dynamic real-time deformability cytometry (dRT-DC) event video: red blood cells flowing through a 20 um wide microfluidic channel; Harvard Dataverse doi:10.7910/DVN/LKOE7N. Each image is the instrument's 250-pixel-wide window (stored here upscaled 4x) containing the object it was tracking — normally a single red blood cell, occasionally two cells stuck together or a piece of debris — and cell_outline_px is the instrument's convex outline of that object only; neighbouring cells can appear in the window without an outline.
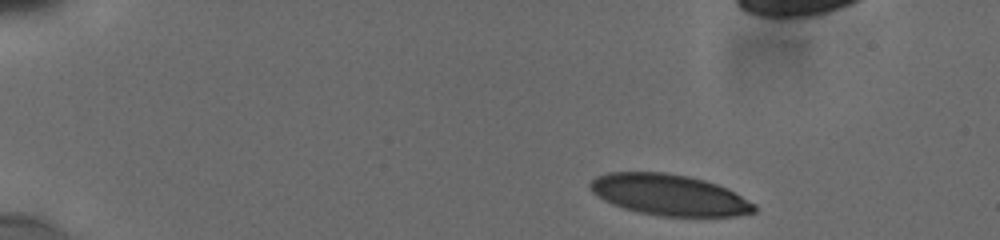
{"species": "human", "species_latin": "Homo sapiens", "temperature_condition": "cold", "stored_images_in_passage": 28, "camera_frame_rate_fps": 3000, "um_per_image_px": 0.085, "donor": {"sex": "male"}, "frame": {"image": 1, "passage_image": 1, "time_ms": 0.0, "image_size_px": [1000, 240], "cell_outline_px": [[756, 212], [736, 216], [660, 216], [640, 212], [624, 208], [612, 204], [604, 200], [592, 192], [588, 184], [596, 176], [608, 172], [664, 172], [688, 176], [704, 180], [728, 188], [756, 204]], "centroid_in_image_um": [56.89, 16.56], "position_along_channel_um": 28.1, "area_um2": 39.3}}
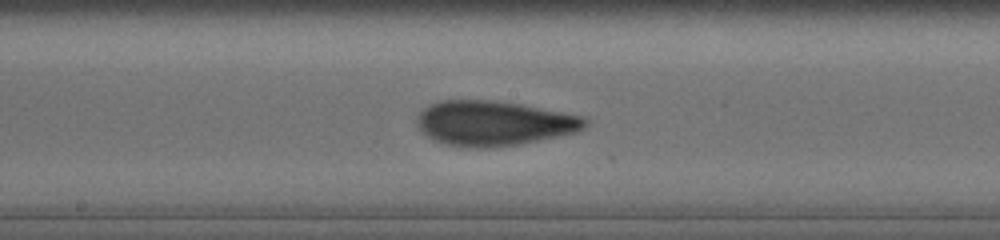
{"frame": {"image": 2, "passage_image": 15, "time_ms": 7.333, "image_size_px": [1000, 240], "cell_outline_px": [[588, 124], [584, 128], [576, 132], [560, 136], [520, 144], [484, 148], [472, 148], [448, 144], [432, 140], [416, 124], [416, 116], [428, 104], [440, 100], [496, 100], [520, 104], [588, 116]], "centroid_in_image_um": [42.01, 10.46], "position_along_channel_um": 206.2, "area_um2": 44.33}}
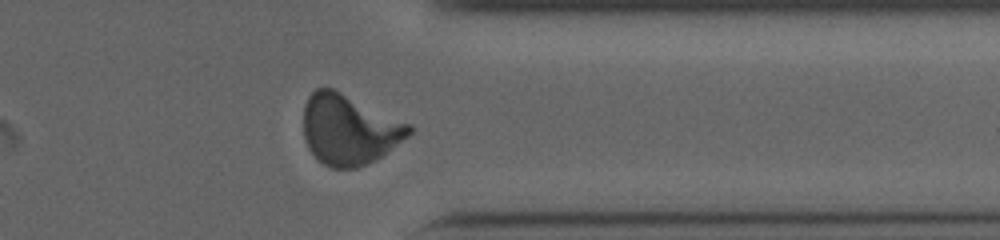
{"frame": {"image": 3, "passage_image": 23, "time_ms": 12.0, "image_size_px": [1000, 240], "cell_outline_px": [[412, 132], [408, 136], [376, 160], [356, 168], [332, 168], [324, 164], [308, 148], [304, 140], [304, 104], [308, 96], [316, 88], [332, 88], [412, 124]], "centroid_in_image_um": [29.67, 11.01], "position_along_channel_um": 381.7, "area_um2": 43.06}, "authors_computed_cell_mechanics": {"area_um2": 42.4541, "velocity_mm_per_s": 3.816, "shape_relaxation_time_tau1_ms": null, "shape_relaxation_time_tau2_ms": 1.1591, "deformation_change_tau1": null, "deformation_change_tau2": 0.068}}